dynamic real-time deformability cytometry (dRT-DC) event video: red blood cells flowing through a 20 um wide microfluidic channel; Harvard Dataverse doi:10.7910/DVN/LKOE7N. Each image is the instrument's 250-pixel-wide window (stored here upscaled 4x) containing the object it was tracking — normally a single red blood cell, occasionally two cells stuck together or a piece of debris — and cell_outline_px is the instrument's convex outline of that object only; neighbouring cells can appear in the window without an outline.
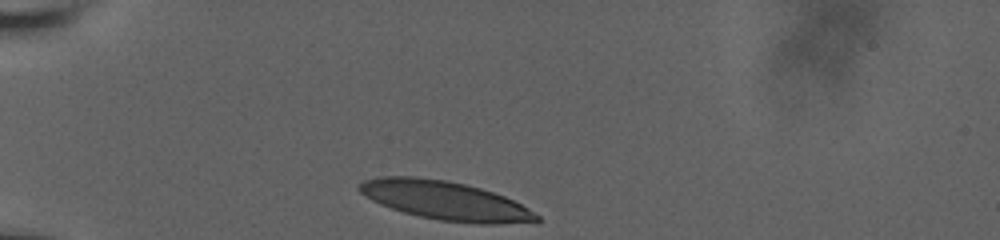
{"species": "human", "species_latin": "Homo sapiens", "temperature_condition": "room temperature", "stored_images_in_passage": 9, "camera_frame_rate_fps": 3000, "um_per_image_px": 0.085, "donor": {"sex": "male"}, "frame": {"image": 1, "passage_image": 1, "time_ms": 0.0, "image_size_px": [1000, 240], "cell_outline_px": [[540, 220], [536, 224], [480, 224], [440, 220], [420, 216], [404, 212], [380, 204], [364, 196], [356, 188], [364, 180], [380, 176], [412, 176], [448, 180], [480, 188], [504, 196], [528, 208], [540, 216]], "centroid_in_image_um": [37.89, 17.06], "position_along_channel_um": 47.1, "area_um2": 40.29}}
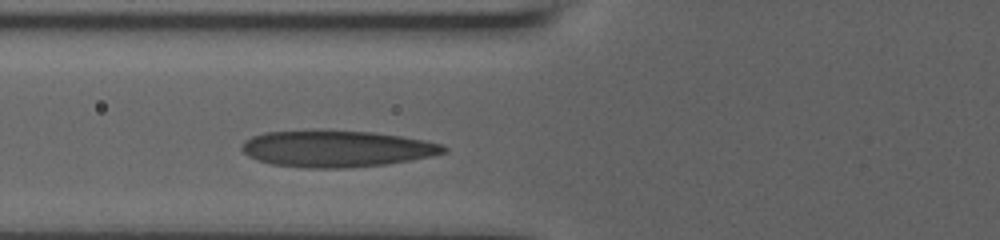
{"frame": {"image": 2, "passage_image": 6, "time_ms": 2.333, "image_size_px": [1000, 240], "cell_outline_px": [[448, 152], [432, 156], [384, 164], [344, 168], [304, 168], [272, 164], [256, 160], [248, 156], [240, 148], [240, 144], [244, 140], [252, 136], [264, 132], [320, 128], [324, 128], [372, 132], [400, 136], [424, 140], [440, 144], [448, 148]], "centroid_in_image_um": [28.53, 12.61], "position_along_channel_um": 97.3, "area_um2": 43.87}}
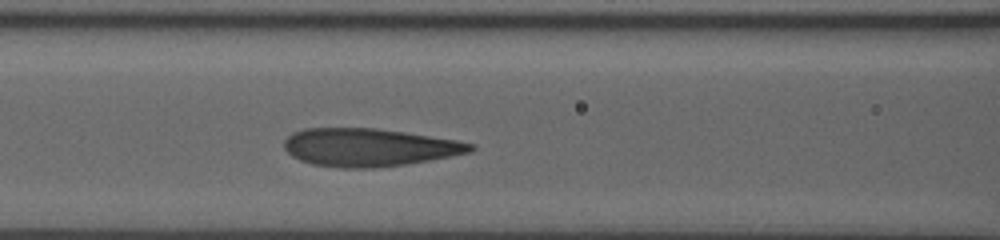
{"frame": {"image": 3, "passage_image": 9, "time_ms": 3.333, "image_size_px": [1000, 240], "cell_outline_px": [[476, 148], [472, 152], [428, 160], [404, 164], [376, 168], [344, 168], [312, 164], [300, 160], [292, 156], [284, 148], [284, 140], [292, 132], [304, 128], [376, 128], [404, 132], [456, 140], [476, 144]], "centroid_in_image_um": [31.36, 12.52], "position_along_channel_um": 135.2, "area_um2": 41.15}}